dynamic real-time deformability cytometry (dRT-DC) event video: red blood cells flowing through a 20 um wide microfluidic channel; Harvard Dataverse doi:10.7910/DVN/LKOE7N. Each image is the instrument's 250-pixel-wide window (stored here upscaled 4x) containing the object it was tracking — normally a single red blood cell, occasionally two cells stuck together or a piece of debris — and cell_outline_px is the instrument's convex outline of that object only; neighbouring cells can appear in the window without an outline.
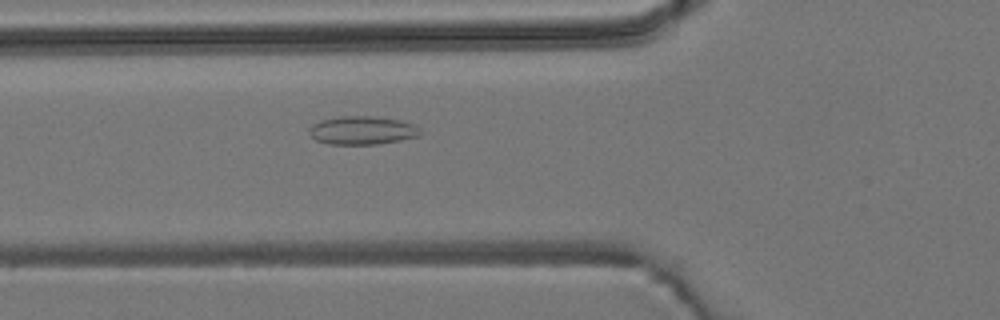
{"species": "common noctule bat (a hibernating species)", "species_latin": "Nyctalus noctula", "temperature_condition": "room temperature", "stored_images_in_passage": 2, "camera_frame_rate_fps": 3000, "um_per_image_px": 0.085, "animal": {"sex": "male", "body_mass_g": 19.2, "forearm_length_mm": 51.8}, "frame": {"image": 1, "passage_image": 2, "time_ms": 0.333, "image_size_px": [1000, 320], "cell_outline_px": [[424, 132], [416, 136], [400, 140], [376, 144], [328, 144], [316, 140], [308, 132], [308, 128], [312, 124], [320, 120], [340, 116], [372, 116], [400, 120], [412, 124], [420, 128]], "centroid_in_image_um": [30.76, 11.07], "position_along_channel_um": 95.0, "area_um2": 18.38}}